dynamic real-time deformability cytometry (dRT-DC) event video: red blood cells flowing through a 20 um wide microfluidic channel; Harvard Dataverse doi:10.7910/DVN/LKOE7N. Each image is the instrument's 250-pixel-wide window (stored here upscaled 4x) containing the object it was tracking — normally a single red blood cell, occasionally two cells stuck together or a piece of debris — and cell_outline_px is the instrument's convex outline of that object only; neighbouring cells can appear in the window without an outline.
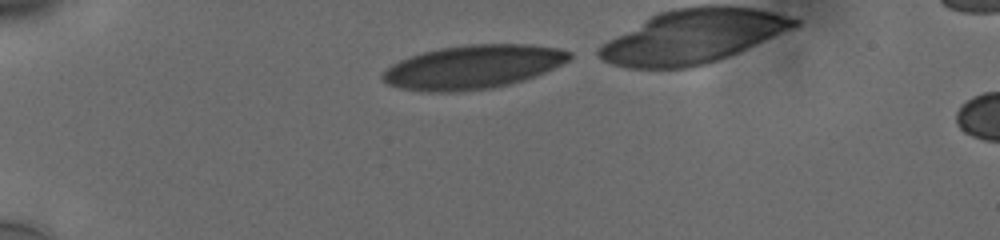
{"species": "human", "species_latin": "Homo sapiens", "temperature_condition": "cold", "stored_images_in_passage": 35, "camera_frame_rate_fps": 3000, "um_per_image_px": 0.085, "donor": {"sex": "male"}, "frame": {"image": 1, "passage_image": 1, "time_ms": 0.0, "image_size_px": [1000, 240], "cell_outline_px": [[572, 56], [568, 60], [544, 72], [524, 80], [492, 88], [452, 92], [428, 92], [400, 88], [388, 84], [380, 80], [380, 76], [392, 64], [408, 56], [440, 48], [468, 44], [528, 44], [556, 48], [572, 52]], "centroid_in_image_um": [40.16, 5.69], "position_along_channel_um": 44.8, "area_um2": 47.4}}
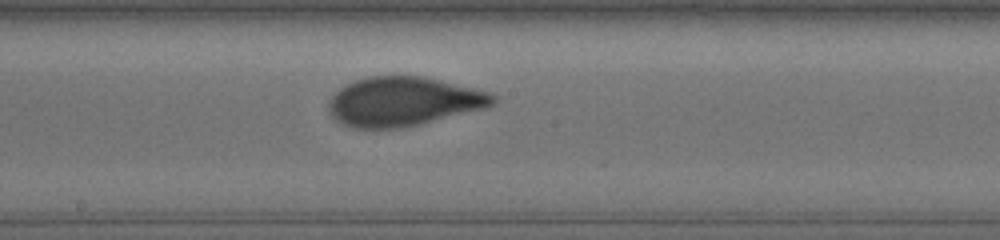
{"frame": {"image": 2, "passage_image": 18, "time_ms": 5.667, "image_size_px": [1000, 240], "cell_outline_px": [[496, 100], [492, 104], [484, 108], [420, 124], [400, 128], [356, 128], [344, 124], [332, 116], [328, 108], [328, 100], [340, 88], [356, 80], [368, 76], [424, 76], [488, 92], [496, 96]], "centroid_in_image_um": [34.27, 8.62], "position_along_channel_um": 213.9, "area_um2": 46.53}}
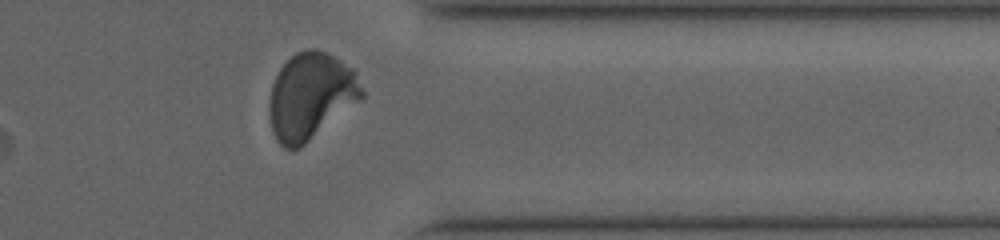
{"frame": {"image": 3, "passage_image": 32, "time_ms": 10.333, "image_size_px": [1000, 240], "cell_outline_px": [[364, 96], [300, 148], [284, 148], [276, 140], [272, 132], [268, 112], [268, 104], [272, 84], [280, 68], [296, 52], [308, 48], [316, 48], [332, 56], [352, 68], [356, 72], [364, 92]], "centroid_in_image_um": [26.38, 8.17], "position_along_channel_um": 385.0, "area_um2": 46.41}, "authors_computed_cell_mechanics": {"area_um2": 46.529, "velocity_mm_per_s": 3.7543, "shape_relaxation_time_tau1_ms": 5.2378, "shape_relaxation_time_tau2_ms": null, "deformation_change_tau1": 0.1842, "deformation_change_tau2": null}}